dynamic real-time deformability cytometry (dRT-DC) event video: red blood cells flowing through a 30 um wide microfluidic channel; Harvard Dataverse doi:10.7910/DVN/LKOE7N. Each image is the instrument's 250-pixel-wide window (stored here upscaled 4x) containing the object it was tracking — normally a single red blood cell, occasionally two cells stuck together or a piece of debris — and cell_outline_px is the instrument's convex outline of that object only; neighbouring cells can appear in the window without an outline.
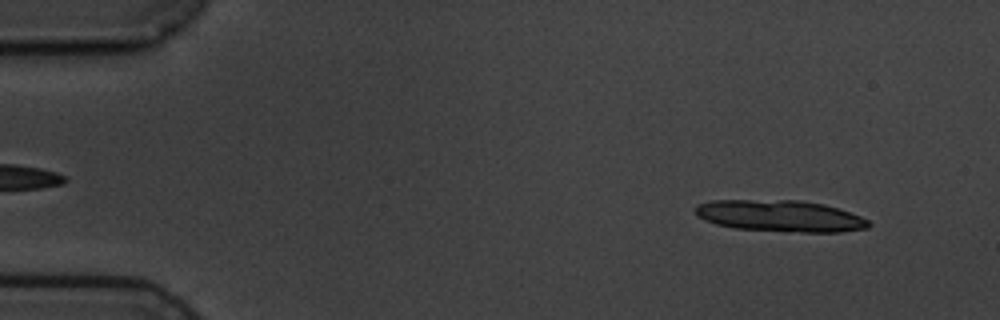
{"species": "common noctule bat (a hibernating species)", "species_latin": "Nyctalus noctula", "temperature_condition": "cold", "stored_images_in_passage": 5, "camera_frame_rate_fps": 3000, "um_per_image_px": 0.085, "animal": {"sex": "male", "body_mass_g": 19.5, "forearm_length_mm": 54.6}, "frame": {"image": 1, "passage_image": 1, "time_ms": 0.0, "image_size_px": [1000, 320], "cell_outline_px": [[872, 224], [868, 228], [840, 232], [804, 232], [736, 228], [716, 224], [700, 216], [692, 208], [696, 204], [712, 200], [800, 200], [824, 204], [860, 216], [868, 220]], "centroid_in_image_um": [66.32, 18.34], "position_along_channel_um": 18.7, "area_um2": 31.62}}
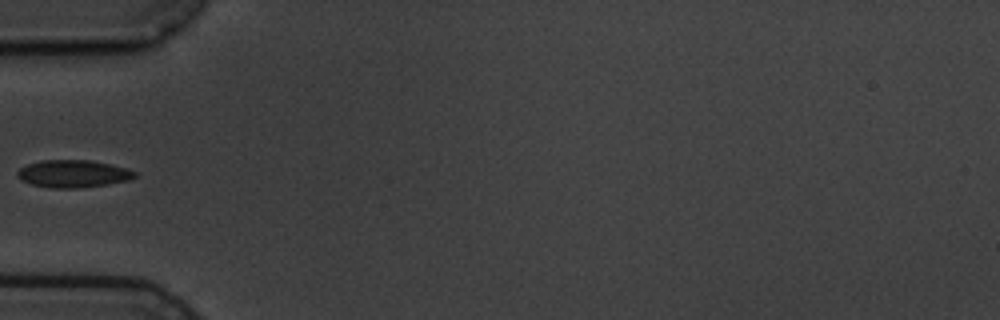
{"frame": {"image": 2, "passage_image": 5, "time_ms": 4.667, "image_size_px": [1000, 320], "cell_outline_px": [[136, 176], [128, 180], [108, 184], [80, 188], [52, 188], [32, 184], [20, 180], [16, 176], [16, 172], [20, 168], [28, 164], [40, 160], [88, 160], [128, 168], [136, 172]], "centroid_in_image_um": [6.19, 14.77], "position_along_channel_um": 78.8, "area_um2": 18.79}}